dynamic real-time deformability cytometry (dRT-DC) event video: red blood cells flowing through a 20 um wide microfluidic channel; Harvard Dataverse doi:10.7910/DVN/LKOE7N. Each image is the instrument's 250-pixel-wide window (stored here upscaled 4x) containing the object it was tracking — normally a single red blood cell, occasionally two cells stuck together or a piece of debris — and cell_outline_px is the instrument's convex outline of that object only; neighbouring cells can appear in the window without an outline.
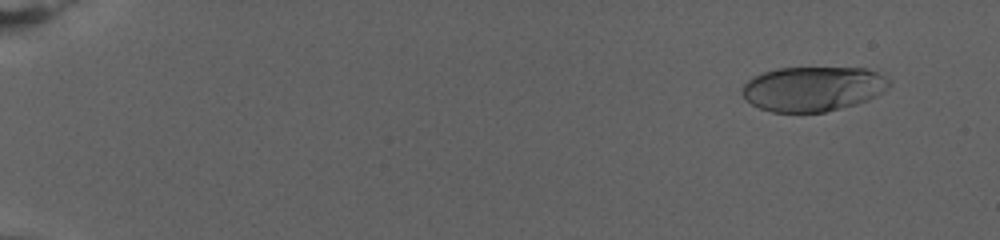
{"species": "human", "species_latin": "Homo sapiens", "temperature_condition": "warm", "stored_images_in_passage": 82, "camera_frame_rate_fps": 3000, "um_per_image_px": 0.085, "donor": {"sex": "female"}, "frame": {"image": 1, "passage_image": 8, "time_ms": 2.333, "image_size_px": [1000, 240], "cell_outline_px": [[888, 88], [856, 104], [824, 112], [772, 112], [760, 108], [752, 104], [744, 96], [744, 84], [752, 76], [764, 72], [780, 68], [864, 68], [876, 72], [888, 80]], "centroid_in_image_um": [69.06, 7.54], "position_along_channel_um": 15.9, "area_um2": 37.63}}
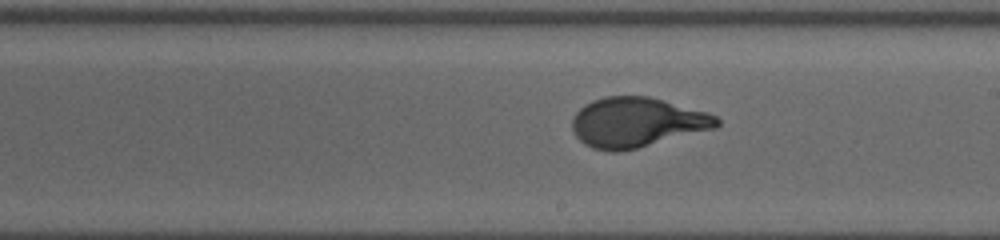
{"frame": {"image": 2, "passage_image": 51, "time_ms": 16.667, "image_size_px": [1000, 240], "cell_outline_px": [[720, 124], [716, 128], [620, 152], [608, 152], [592, 148], [584, 144], [576, 136], [572, 128], [572, 116], [584, 104], [592, 100], [604, 96], [648, 96], [708, 112], [716, 116], [720, 120]], "centroid_in_image_um": [54.1, 10.4], "position_along_channel_um": 234.9, "area_um2": 42.08}}
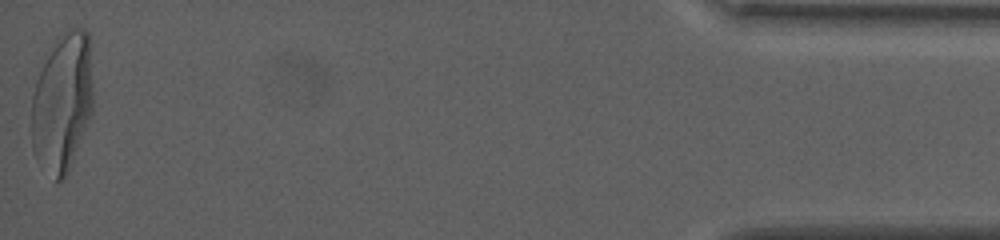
{"frame": {"image": 3, "passage_image": 82, "time_ms": 27.0, "image_size_px": [1000, 240], "cell_outline_px": [[92, 112], [68, 172], [64, 180], [56, 180], [36, 160], [32, 148], [32, 96], [36, 80], [48, 56], [56, 44], [72, 28], [84, 28], [88, 32], [92, 80]], "centroid_in_image_um": [5.3, 8.78], "position_along_channel_um": 429.9, "area_um2": 48.73}, "authors_computed_cell_mechanics": {"area_um2": 40.8068, "velocity_mm_per_s": 2.6623, "shape_relaxation_time_tau1_ms": 6.5412, "shape_relaxation_time_tau2_ms": null, "deformation_change_tau1": 0.2719, "deformation_change_tau2": null}}